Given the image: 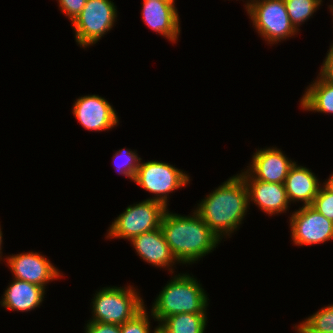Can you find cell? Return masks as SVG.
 Listing matches in <instances>:
<instances>
[{
  "instance_id": "obj_6",
  "label": "cell",
  "mask_w": 333,
  "mask_h": 333,
  "mask_svg": "<svg viewBox=\"0 0 333 333\" xmlns=\"http://www.w3.org/2000/svg\"><path fill=\"white\" fill-rule=\"evenodd\" d=\"M190 181L189 174L173 164L158 160L143 162L142 158L133 179V182L154 195L148 200L158 201L166 208H169L168 205H170L168 203L170 202L168 201L169 194L188 186Z\"/></svg>"
},
{
  "instance_id": "obj_3",
  "label": "cell",
  "mask_w": 333,
  "mask_h": 333,
  "mask_svg": "<svg viewBox=\"0 0 333 333\" xmlns=\"http://www.w3.org/2000/svg\"><path fill=\"white\" fill-rule=\"evenodd\" d=\"M152 303L150 312L158 324L179 313L207 314L209 297L200 281L189 273H174Z\"/></svg>"
},
{
  "instance_id": "obj_25",
  "label": "cell",
  "mask_w": 333,
  "mask_h": 333,
  "mask_svg": "<svg viewBox=\"0 0 333 333\" xmlns=\"http://www.w3.org/2000/svg\"><path fill=\"white\" fill-rule=\"evenodd\" d=\"M59 10L72 23L84 8L87 0H56Z\"/></svg>"
},
{
  "instance_id": "obj_11",
  "label": "cell",
  "mask_w": 333,
  "mask_h": 333,
  "mask_svg": "<svg viewBox=\"0 0 333 333\" xmlns=\"http://www.w3.org/2000/svg\"><path fill=\"white\" fill-rule=\"evenodd\" d=\"M72 114L84 129L92 132L109 131L120 121L115 108L102 96L92 94L74 100Z\"/></svg>"
},
{
  "instance_id": "obj_23",
  "label": "cell",
  "mask_w": 333,
  "mask_h": 333,
  "mask_svg": "<svg viewBox=\"0 0 333 333\" xmlns=\"http://www.w3.org/2000/svg\"><path fill=\"white\" fill-rule=\"evenodd\" d=\"M147 307H144L138 314H136L132 319L120 325L121 333H157L159 330V325L153 330L151 329V318L152 314L148 315Z\"/></svg>"
},
{
  "instance_id": "obj_10",
  "label": "cell",
  "mask_w": 333,
  "mask_h": 333,
  "mask_svg": "<svg viewBox=\"0 0 333 333\" xmlns=\"http://www.w3.org/2000/svg\"><path fill=\"white\" fill-rule=\"evenodd\" d=\"M5 265L10 269L13 278L47 288L54 280H59L64 275L41 252H22L5 256Z\"/></svg>"
},
{
  "instance_id": "obj_14",
  "label": "cell",
  "mask_w": 333,
  "mask_h": 333,
  "mask_svg": "<svg viewBox=\"0 0 333 333\" xmlns=\"http://www.w3.org/2000/svg\"><path fill=\"white\" fill-rule=\"evenodd\" d=\"M176 0L142 1L141 19L152 31L177 43L181 33Z\"/></svg>"
},
{
  "instance_id": "obj_1",
  "label": "cell",
  "mask_w": 333,
  "mask_h": 333,
  "mask_svg": "<svg viewBox=\"0 0 333 333\" xmlns=\"http://www.w3.org/2000/svg\"><path fill=\"white\" fill-rule=\"evenodd\" d=\"M197 203L194 211L222 241L232 237L242 225L249 208L248 189L239 174L233 175L214 188Z\"/></svg>"
},
{
  "instance_id": "obj_9",
  "label": "cell",
  "mask_w": 333,
  "mask_h": 333,
  "mask_svg": "<svg viewBox=\"0 0 333 333\" xmlns=\"http://www.w3.org/2000/svg\"><path fill=\"white\" fill-rule=\"evenodd\" d=\"M288 218L290 237L295 246L318 245L333 240V222L311 206L299 207Z\"/></svg>"
},
{
  "instance_id": "obj_24",
  "label": "cell",
  "mask_w": 333,
  "mask_h": 333,
  "mask_svg": "<svg viewBox=\"0 0 333 333\" xmlns=\"http://www.w3.org/2000/svg\"><path fill=\"white\" fill-rule=\"evenodd\" d=\"M311 207L333 222V193L324 185L321 186Z\"/></svg>"
},
{
  "instance_id": "obj_30",
  "label": "cell",
  "mask_w": 333,
  "mask_h": 333,
  "mask_svg": "<svg viewBox=\"0 0 333 333\" xmlns=\"http://www.w3.org/2000/svg\"><path fill=\"white\" fill-rule=\"evenodd\" d=\"M328 9H330V13L332 14L331 16H333V6L332 7H328ZM332 21H333V17H332ZM332 45H333V42H332Z\"/></svg>"
},
{
  "instance_id": "obj_16",
  "label": "cell",
  "mask_w": 333,
  "mask_h": 333,
  "mask_svg": "<svg viewBox=\"0 0 333 333\" xmlns=\"http://www.w3.org/2000/svg\"><path fill=\"white\" fill-rule=\"evenodd\" d=\"M12 279L1 296V307L27 313L41 306L47 289L27 281Z\"/></svg>"
},
{
  "instance_id": "obj_4",
  "label": "cell",
  "mask_w": 333,
  "mask_h": 333,
  "mask_svg": "<svg viewBox=\"0 0 333 333\" xmlns=\"http://www.w3.org/2000/svg\"><path fill=\"white\" fill-rule=\"evenodd\" d=\"M134 286H108L96 291L91 299V318L87 322L122 325L145 306L140 291Z\"/></svg>"
},
{
  "instance_id": "obj_5",
  "label": "cell",
  "mask_w": 333,
  "mask_h": 333,
  "mask_svg": "<svg viewBox=\"0 0 333 333\" xmlns=\"http://www.w3.org/2000/svg\"><path fill=\"white\" fill-rule=\"evenodd\" d=\"M244 7L252 27L270 46L300 34L291 23L284 0H246Z\"/></svg>"
},
{
  "instance_id": "obj_12",
  "label": "cell",
  "mask_w": 333,
  "mask_h": 333,
  "mask_svg": "<svg viewBox=\"0 0 333 333\" xmlns=\"http://www.w3.org/2000/svg\"><path fill=\"white\" fill-rule=\"evenodd\" d=\"M295 162L287 157L280 148L273 146L258 148V150L256 148V152L253 153L251 162L245 170L255 180L284 184Z\"/></svg>"
},
{
  "instance_id": "obj_31",
  "label": "cell",
  "mask_w": 333,
  "mask_h": 333,
  "mask_svg": "<svg viewBox=\"0 0 333 333\" xmlns=\"http://www.w3.org/2000/svg\"><path fill=\"white\" fill-rule=\"evenodd\" d=\"M332 3H330V5H328V7H332L333 6V1L331 0Z\"/></svg>"
},
{
  "instance_id": "obj_29",
  "label": "cell",
  "mask_w": 333,
  "mask_h": 333,
  "mask_svg": "<svg viewBox=\"0 0 333 333\" xmlns=\"http://www.w3.org/2000/svg\"><path fill=\"white\" fill-rule=\"evenodd\" d=\"M3 233H2V228H1V225H0V261H4L5 262V258L3 259Z\"/></svg>"
},
{
  "instance_id": "obj_27",
  "label": "cell",
  "mask_w": 333,
  "mask_h": 333,
  "mask_svg": "<svg viewBox=\"0 0 333 333\" xmlns=\"http://www.w3.org/2000/svg\"><path fill=\"white\" fill-rule=\"evenodd\" d=\"M319 74L333 83V45L330 44L329 50L320 66Z\"/></svg>"
},
{
  "instance_id": "obj_2",
  "label": "cell",
  "mask_w": 333,
  "mask_h": 333,
  "mask_svg": "<svg viewBox=\"0 0 333 333\" xmlns=\"http://www.w3.org/2000/svg\"><path fill=\"white\" fill-rule=\"evenodd\" d=\"M192 212L183 216L167 208L160 223L165 240L180 265L198 263L221 243L194 209Z\"/></svg>"
},
{
  "instance_id": "obj_8",
  "label": "cell",
  "mask_w": 333,
  "mask_h": 333,
  "mask_svg": "<svg viewBox=\"0 0 333 333\" xmlns=\"http://www.w3.org/2000/svg\"><path fill=\"white\" fill-rule=\"evenodd\" d=\"M167 208L155 200H142L128 205L107 229L106 239H126L139 236L148 231L160 228L162 216Z\"/></svg>"
},
{
  "instance_id": "obj_22",
  "label": "cell",
  "mask_w": 333,
  "mask_h": 333,
  "mask_svg": "<svg viewBox=\"0 0 333 333\" xmlns=\"http://www.w3.org/2000/svg\"><path fill=\"white\" fill-rule=\"evenodd\" d=\"M112 160L117 173L124 175L133 181L141 160V157L138 156L137 150L121 148L115 151V154L112 156Z\"/></svg>"
},
{
  "instance_id": "obj_21",
  "label": "cell",
  "mask_w": 333,
  "mask_h": 333,
  "mask_svg": "<svg viewBox=\"0 0 333 333\" xmlns=\"http://www.w3.org/2000/svg\"><path fill=\"white\" fill-rule=\"evenodd\" d=\"M288 16L294 27L300 31L299 27L304 22L311 19L314 13L319 10L322 0H284Z\"/></svg>"
},
{
  "instance_id": "obj_15",
  "label": "cell",
  "mask_w": 333,
  "mask_h": 333,
  "mask_svg": "<svg viewBox=\"0 0 333 333\" xmlns=\"http://www.w3.org/2000/svg\"><path fill=\"white\" fill-rule=\"evenodd\" d=\"M140 258L153 267L163 268L171 274L179 262L173 256L161 228L145 232L129 241ZM175 265V266H174ZM175 267V268H174Z\"/></svg>"
},
{
  "instance_id": "obj_20",
  "label": "cell",
  "mask_w": 333,
  "mask_h": 333,
  "mask_svg": "<svg viewBox=\"0 0 333 333\" xmlns=\"http://www.w3.org/2000/svg\"><path fill=\"white\" fill-rule=\"evenodd\" d=\"M293 327L297 333H333V304L320 308Z\"/></svg>"
},
{
  "instance_id": "obj_7",
  "label": "cell",
  "mask_w": 333,
  "mask_h": 333,
  "mask_svg": "<svg viewBox=\"0 0 333 333\" xmlns=\"http://www.w3.org/2000/svg\"><path fill=\"white\" fill-rule=\"evenodd\" d=\"M117 12L112 0H87L81 13L72 22L77 45L85 49L100 41L115 26Z\"/></svg>"
},
{
  "instance_id": "obj_18",
  "label": "cell",
  "mask_w": 333,
  "mask_h": 333,
  "mask_svg": "<svg viewBox=\"0 0 333 333\" xmlns=\"http://www.w3.org/2000/svg\"><path fill=\"white\" fill-rule=\"evenodd\" d=\"M301 97L299 107L304 111L333 114V83L319 73Z\"/></svg>"
},
{
  "instance_id": "obj_26",
  "label": "cell",
  "mask_w": 333,
  "mask_h": 333,
  "mask_svg": "<svg viewBox=\"0 0 333 333\" xmlns=\"http://www.w3.org/2000/svg\"><path fill=\"white\" fill-rule=\"evenodd\" d=\"M84 333H121L120 325L100 322H87Z\"/></svg>"
},
{
  "instance_id": "obj_13",
  "label": "cell",
  "mask_w": 333,
  "mask_h": 333,
  "mask_svg": "<svg viewBox=\"0 0 333 333\" xmlns=\"http://www.w3.org/2000/svg\"><path fill=\"white\" fill-rule=\"evenodd\" d=\"M238 174L246 183L249 207L250 202H253L252 204L269 216L287 213V210L289 212L291 203L288 200L284 184L255 180L245 169Z\"/></svg>"
},
{
  "instance_id": "obj_28",
  "label": "cell",
  "mask_w": 333,
  "mask_h": 333,
  "mask_svg": "<svg viewBox=\"0 0 333 333\" xmlns=\"http://www.w3.org/2000/svg\"><path fill=\"white\" fill-rule=\"evenodd\" d=\"M323 185L333 193V172L329 175V178L323 181Z\"/></svg>"
},
{
  "instance_id": "obj_19",
  "label": "cell",
  "mask_w": 333,
  "mask_h": 333,
  "mask_svg": "<svg viewBox=\"0 0 333 333\" xmlns=\"http://www.w3.org/2000/svg\"><path fill=\"white\" fill-rule=\"evenodd\" d=\"M207 314L179 313L163 319L158 325L162 333H205Z\"/></svg>"
},
{
  "instance_id": "obj_17",
  "label": "cell",
  "mask_w": 333,
  "mask_h": 333,
  "mask_svg": "<svg viewBox=\"0 0 333 333\" xmlns=\"http://www.w3.org/2000/svg\"><path fill=\"white\" fill-rule=\"evenodd\" d=\"M317 177L311 169L295 162L284 182L290 203L301 202V206H311L323 185Z\"/></svg>"
}]
</instances>
